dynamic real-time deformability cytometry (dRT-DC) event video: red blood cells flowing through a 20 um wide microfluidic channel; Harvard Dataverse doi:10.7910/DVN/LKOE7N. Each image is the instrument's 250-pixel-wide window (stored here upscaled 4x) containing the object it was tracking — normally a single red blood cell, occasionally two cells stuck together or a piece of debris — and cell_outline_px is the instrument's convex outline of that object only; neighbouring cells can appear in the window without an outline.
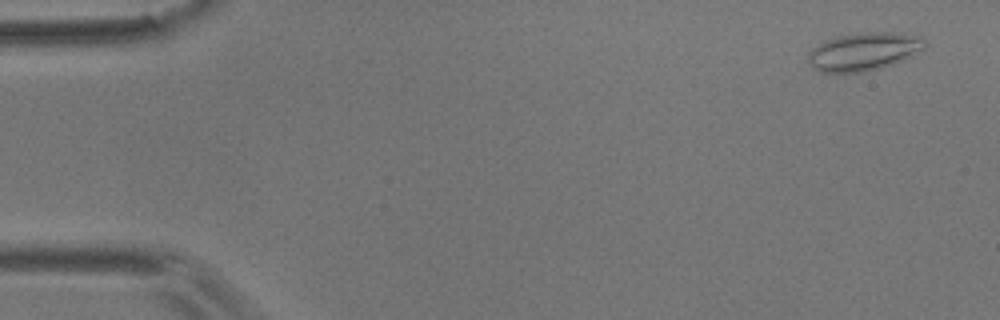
{"species": "common noctule bat (a hibernating species)", "species_latin": "Nyctalus noctula", "temperature_condition": "room temperature", "stored_images_in_passage": 4, "camera_frame_rate_fps": 3000, "um_per_image_px": 0.085, "animal": {"sex": "male", "body_mass_g": 17.9}, "frame": {"image": 1, "passage_image": 1, "time_ms": 0.0, "image_size_px": [1000, 320], "cell_outline_px": [[928, 44], [924, 48], [912, 56], [892, 64], [880, 68], [860, 72], [820, 72], [812, 68], [808, 60], [808, 52], [812, 48], [824, 40], [840, 36], [860, 32], [892, 32], [924, 36]], "centroid_in_image_um": [73.44, 4.37], "position_along_channel_um": 11.6, "area_um2": 26.07}}